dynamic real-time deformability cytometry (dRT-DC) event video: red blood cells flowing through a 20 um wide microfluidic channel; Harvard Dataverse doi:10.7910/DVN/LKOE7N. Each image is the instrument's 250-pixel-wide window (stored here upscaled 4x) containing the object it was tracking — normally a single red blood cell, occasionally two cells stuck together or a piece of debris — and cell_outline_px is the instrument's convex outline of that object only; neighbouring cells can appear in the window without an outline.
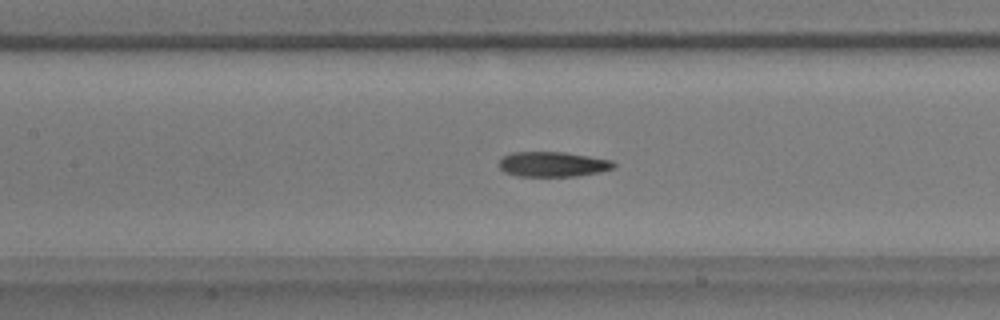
{"species": "common noctule bat (a hibernating species)", "species_latin": "Nyctalus noctula", "temperature_condition": "warm", "stored_images_in_passage": 57, "camera_frame_rate_fps": 3000, "um_per_image_px": 0.085, "animal": {"sex": "male", "body_mass_g": 17.9}, "frame": {"image": 1, "passage_image": 25, "time_ms": 8.0, "image_size_px": [1000, 320], "cell_outline_px": [[616, 168], [600, 172], [576, 176], [516, 176], [504, 172], [500, 168], [500, 160], [504, 156], [512, 152], [564, 152], [612, 160], [616, 164]], "centroid_in_image_um": [47.01, 13.96], "position_along_channel_um": 160.4, "area_um2": 16.76}, "authors_computed_cell_mechanics": {"area_um2": 16.9932, "velocity_mm_per_s": 3.5444, "shape_relaxation_time_tau1_ms": 8.7547, "shape_relaxation_time_tau2_ms": 5.0032, "deformation_change_tau1": 0.2309, "deformation_change_tau2": 0.1205}}